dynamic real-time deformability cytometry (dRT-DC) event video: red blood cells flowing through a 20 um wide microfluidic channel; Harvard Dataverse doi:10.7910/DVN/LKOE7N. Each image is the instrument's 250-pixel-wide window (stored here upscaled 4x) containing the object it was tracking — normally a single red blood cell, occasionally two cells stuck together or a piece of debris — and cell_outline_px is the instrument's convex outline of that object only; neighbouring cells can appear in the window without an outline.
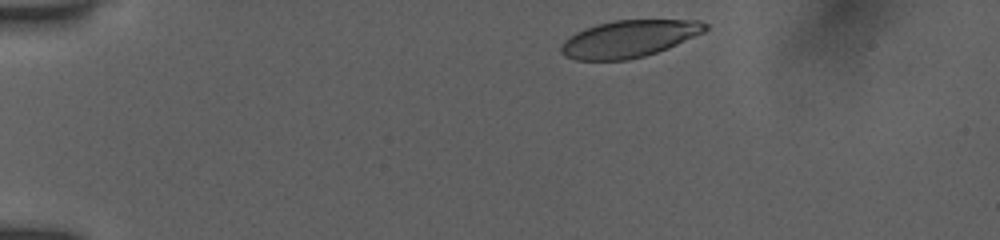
{"species": "human", "species_latin": "Homo sapiens", "temperature_condition": "room temperature", "stored_images_in_passage": 38, "camera_frame_rate_fps": 3000, "um_per_image_px": 0.085, "donor": {"sex": "female"}, "frame": {"image": 1, "passage_image": 2, "time_ms": 0.333, "image_size_px": [1000, 240], "cell_outline_px": [[708, 28], [704, 32], [668, 48], [644, 56], [628, 60], [576, 60], [564, 56], [560, 52], [560, 48], [564, 40], [576, 32], [596, 24], [612, 20], [700, 20], [708, 24]], "centroid_in_image_um": [53.45, 3.29], "position_along_channel_um": 31.5, "area_um2": 31.15}}
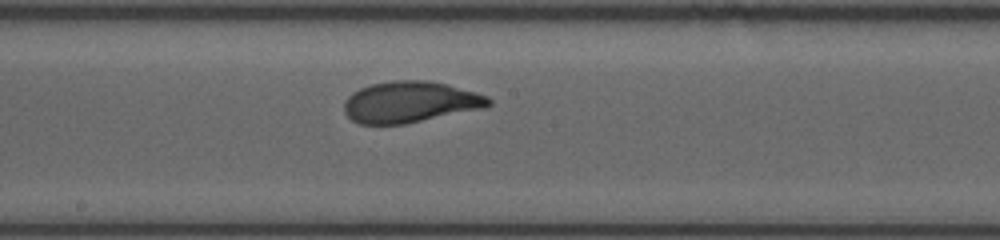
{"frame": {"image": 2, "passage_image": 22, "time_ms": 7.0, "image_size_px": [1000, 240], "cell_outline_px": [[492, 104], [484, 108], [404, 124], [360, 124], [352, 120], [344, 112], [344, 100], [352, 92], [360, 88], [372, 84], [392, 80], [428, 80], [448, 84], [476, 92], [488, 96], [492, 100]], "centroid_in_image_um": [34.87, 8.66], "position_along_channel_um": 213.3, "area_um2": 34.85}}
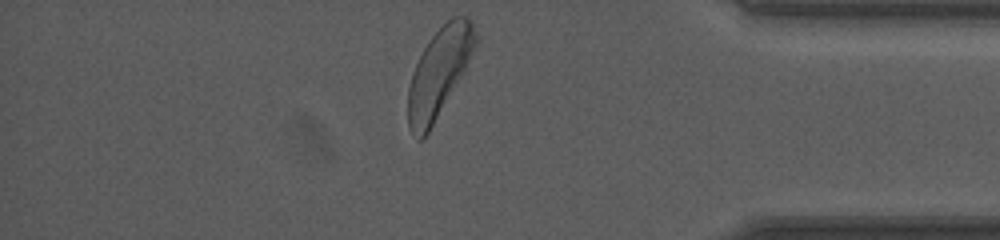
{"frame": {"image": 3, "passage_image": 38, "time_ms": 12.333, "image_size_px": [1000, 240], "cell_outline_px": [[476, 44], [464, 72], [424, 140], [416, 140], [408, 128], [408, 88], [412, 72], [428, 40], [452, 16], [468, 16], [472, 20], [476, 36]], "centroid_in_image_um": [37.3, 6.2], "position_along_channel_um": 397.9, "area_um2": 34.68}, "authors_computed_cell_mechanics": {"area_um2": 34.102, "velocity_mm_per_s": 3.8848, "shape_relaxation_time_tau1_ms": 2.9274, "shape_relaxation_time_tau2_ms": null, "deformation_change_tau1": 0.1498, "deformation_change_tau2": null}}